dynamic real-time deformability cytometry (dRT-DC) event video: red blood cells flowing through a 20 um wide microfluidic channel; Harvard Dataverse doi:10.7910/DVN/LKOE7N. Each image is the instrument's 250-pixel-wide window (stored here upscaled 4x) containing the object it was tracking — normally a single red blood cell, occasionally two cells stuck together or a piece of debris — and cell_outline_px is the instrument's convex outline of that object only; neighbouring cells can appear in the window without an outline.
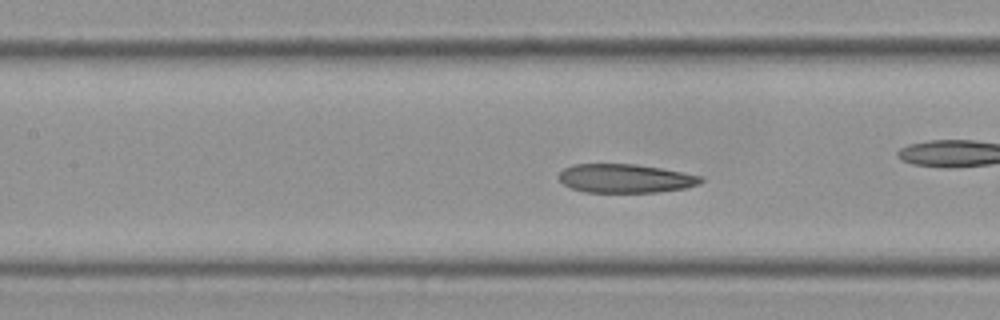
{"species": "Egyptian fruit bat (a non-hibernating species)", "species_latin": "Rousettus aegyptiacus", "temperature_condition": "cold", "stored_images_in_passage": 57, "camera_frame_rate_fps": 3000, "um_per_image_px": 0.085, "frame": {"image": 1, "passage_image": 25, "time_ms": 8.0, "image_size_px": [1000, 320], "cell_outline_px": [[704, 180], [700, 184], [684, 188], [656, 192], [584, 192], [572, 188], [564, 184], [556, 176], [564, 168], [572, 164], [636, 164], [660, 168], [704, 176]], "centroid_in_image_um": [53.15, 15.16], "position_along_channel_um": 154.2, "area_um2": 23.87}, "authors_computed_cell_mechanics": {"area_um2": 25.3164, "velocity_mm_per_s": 3.4888, "shape_relaxation_time_tau1_ms": null, "shape_relaxation_time_tau2_ms": 3.6272, "deformation_change_tau1": null, "deformation_change_tau2": 0.1055}}